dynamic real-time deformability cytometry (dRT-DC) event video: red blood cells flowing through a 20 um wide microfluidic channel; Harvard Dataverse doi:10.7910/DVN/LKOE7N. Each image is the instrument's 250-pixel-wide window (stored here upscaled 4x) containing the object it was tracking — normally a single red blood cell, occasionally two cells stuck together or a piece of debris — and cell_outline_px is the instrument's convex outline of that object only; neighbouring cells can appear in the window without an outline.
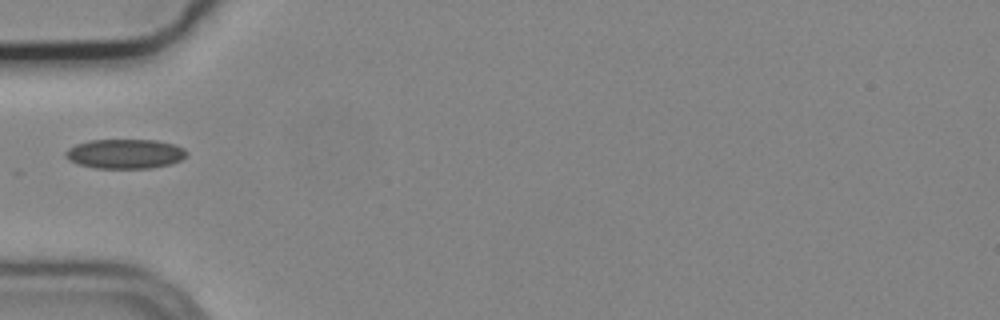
{"species": "common noctule bat (a hibernating species)", "species_latin": "Nyctalus noctula", "temperature_condition": "cold", "stored_images_in_passage": 2, "camera_frame_rate_fps": 3000, "um_per_image_px": 0.085, "animal": {"sex": "male", "body_mass_g": 19.2, "forearm_length_mm": 51.8}, "frame": {"image": 1, "passage_image": 1, "time_ms": 0.0, "image_size_px": [1000, 320], "cell_outline_px": [[188, 156], [180, 160], [168, 164], [152, 168], [96, 168], [80, 164], [68, 160], [64, 156], [64, 152], [68, 148], [76, 144], [88, 140], [156, 140], [176, 144], [184, 148], [188, 152]], "centroid_in_image_um": [10.64, 13.06], "position_along_channel_um": 74.4, "area_um2": 20.98}}